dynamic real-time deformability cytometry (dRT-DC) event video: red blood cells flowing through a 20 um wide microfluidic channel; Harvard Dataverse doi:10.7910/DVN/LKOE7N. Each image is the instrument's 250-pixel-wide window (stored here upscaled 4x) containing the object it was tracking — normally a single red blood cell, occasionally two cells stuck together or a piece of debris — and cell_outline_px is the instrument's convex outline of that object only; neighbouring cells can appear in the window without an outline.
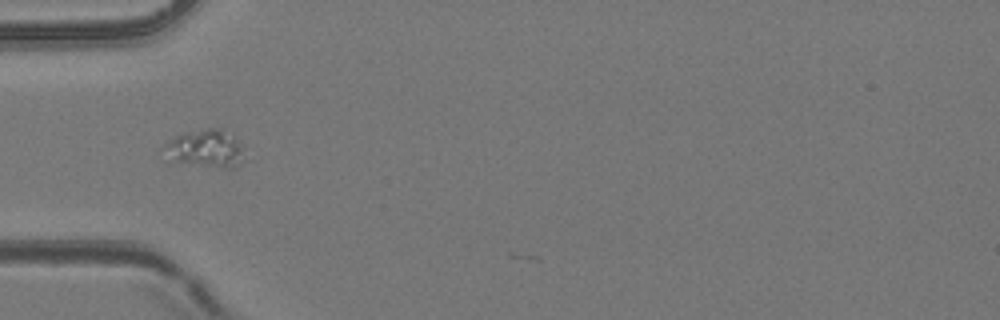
{"species": "common noctule bat (a hibernating species)", "species_latin": "Nyctalus noctula", "temperature_condition": "room temperature", "stored_images_in_passage": 3, "camera_frame_rate_fps": 3000, "um_per_image_px": 0.085, "animal": {"sex": "female", "body_mass_g": 24.6, "forearm_length_mm": 56.2}, "frame": {"image": 1, "passage_image": 1, "time_ms": 0.0, "image_size_px": [1000, 320], "cell_outline_px": [[244, 160], [240, 164], [232, 168], [228, 168], [180, 160], [160, 148], [164, 144], [176, 136], [184, 132], [208, 128], [220, 128], [232, 136], [244, 148]], "centroid_in_image_um": [17.56, 12.58], "position_along_channel_um": 67.4, "area_um2": 16.76}}